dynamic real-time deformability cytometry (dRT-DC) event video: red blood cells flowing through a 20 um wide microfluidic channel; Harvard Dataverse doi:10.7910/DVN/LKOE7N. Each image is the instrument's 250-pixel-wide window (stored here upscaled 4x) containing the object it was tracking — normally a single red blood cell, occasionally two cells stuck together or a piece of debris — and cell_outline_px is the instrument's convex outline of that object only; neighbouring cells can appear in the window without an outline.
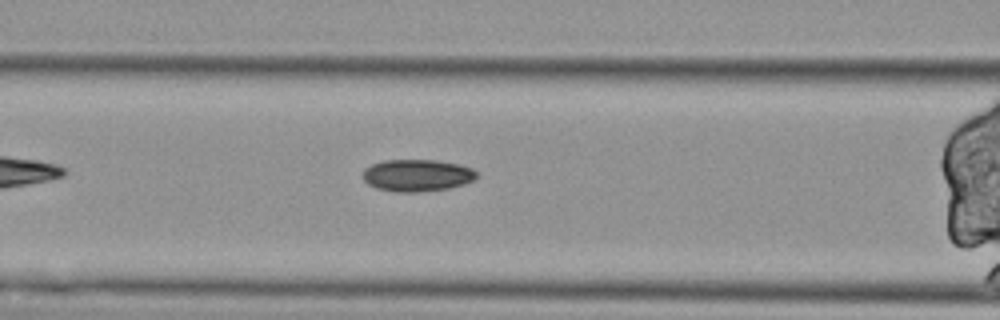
{"species": "Egyptian fruit bat (a non-hibernating species)", "species_latin": "Rousettus aegyptiacus", "temperature_condition": "cold", "stored_images_in_passage": 40, "segment_of_instrument_passage": [2, 2], "camera_frame_rate_fps": 3000, "um_per_image_px": 0.085, "animal": {"sex": "female"}, "frame": {"image": 1, "passage_image": 7, "time_ms": 2.0, "image_size_px": [1000, 320], "cell_outline_px": [[476, 176], [472, 180], [464, 184], [448, 188], [416, 192], [396, 192], [376, 188], [368, 184], [364, 180], [364, 168], [372, 164], [384, 160], [436, 160], [460, 164], [472, 168], [476, 172]], "centroid_in_image_um": [35.44, 14.9], "position_along_channel_um": 131.2, "area_um2": 21.15}}
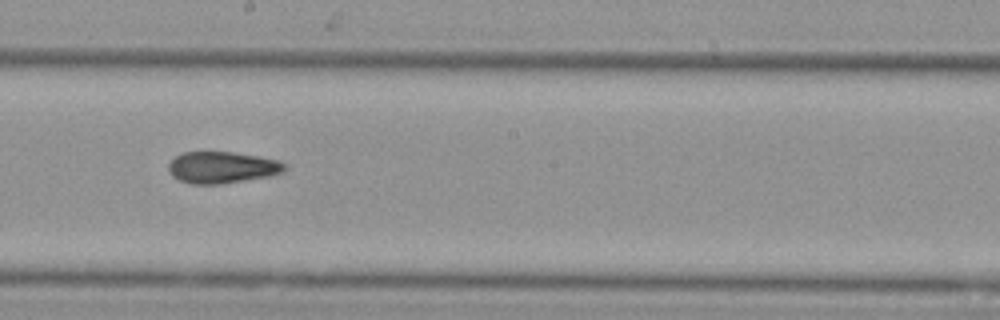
{"frame": {"image": 2, "passage_image": 16, "time_ms": 5.0, "image_size_px": [1000, 320], "cell_outline_px": [[288, 168], [284, 172], [268, 176], [220, 184], [192, 184], [180, 180], [172, 176], [168, 172], [168, 164], [176, 156], [184, 152], [232, 152], [280, 160], [288, 164]], "centroid_in_image_um": [18.9, 14.23], "position_along_channel_um": 229.3, "area_um2": 21.44}}
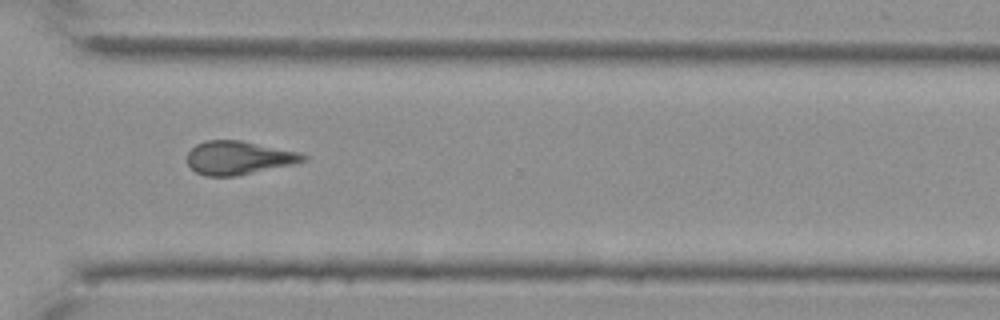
{"frame": {"image": 3, "passage_image": 27, "time_ms": 8.667, "image_size_px": [1000, 320], "cell_outline_px": [[308, 160], [296, 164], [236, 176], [204, 176], [196, 172], [188, 164], [188, 152], [196, 144], [204, 140], [240, 140], [300, 152], [308, 156]], "centroid_in_image_um": [20.32, 13.41], "position_along_channel_um": 350.3, "area_um2": 22.83}}